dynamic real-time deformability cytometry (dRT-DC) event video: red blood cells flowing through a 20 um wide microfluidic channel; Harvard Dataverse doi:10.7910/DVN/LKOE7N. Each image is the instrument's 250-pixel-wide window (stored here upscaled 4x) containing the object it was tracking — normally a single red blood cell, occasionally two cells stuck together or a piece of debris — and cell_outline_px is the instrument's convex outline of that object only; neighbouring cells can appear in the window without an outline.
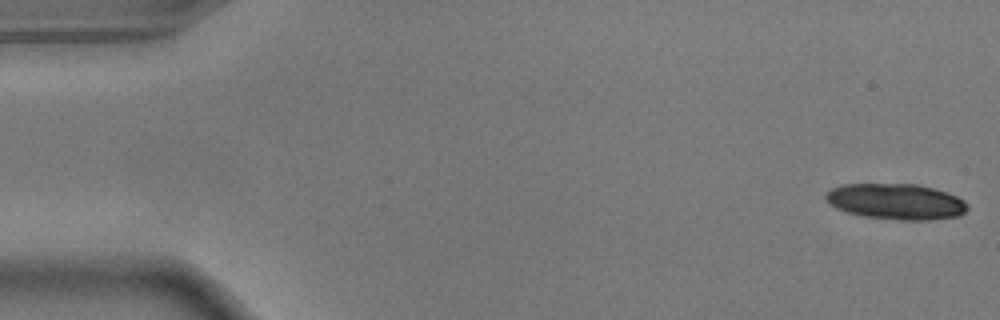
{"species": "common noctule bat (a hibernating species)", "species_latin": "Nyctalus noctula", "temperature_condition": "warm", "stored_images_in_passage": 54, "camera_frame_rate_fps": 3000, "um_per_image_px": 0.085, "animal": {"sex": "male", "body_mass_g": 17.9}, "frame": {"image": 1, "passage_image": 1, "time_ms": 0.0, "image_size_px": [1000, 320], "cell_outline_px": [[968, 208], [960, 216], [928, 220], [900, 220], [864, 216], [848, 212], [836, 208], [824, 196], [832, 188], [840, 184], [916, 184], [932, 188], [956, 196], [964, 200], [968, 204]], "centroid_in_image_um": [76.18, 17.13], "position_along_channel_um": 8.8, "area_um2": 29.36}}
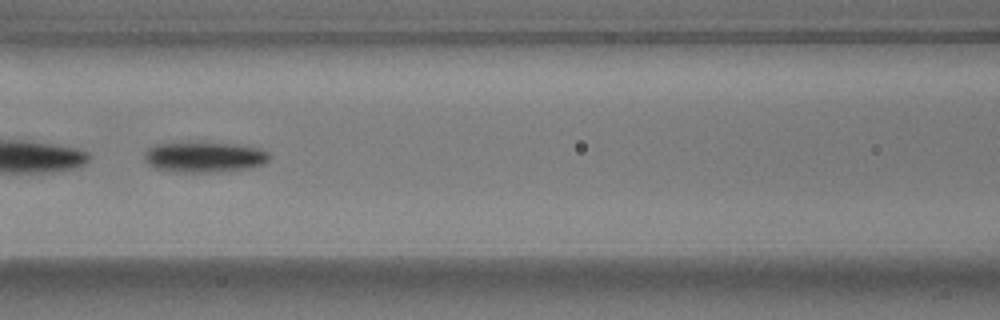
{"frame": {"image": 2, "passage_image": 24, "time_ms": 7.667, "image_size_px": [1000, 320], "cell_outline_px": [[272, 156], [264, 164], [248, 168], [220, 172], [172, 172], [152, 168], [144, 160], [144, 152], [152, 144], [180, 140], [236, 144], [260, 148], [268, 152]], "centroid_in_image_um": [17.29, 13.32], "position_along_channel_um": 149.3, "area_um2": 23.35}}
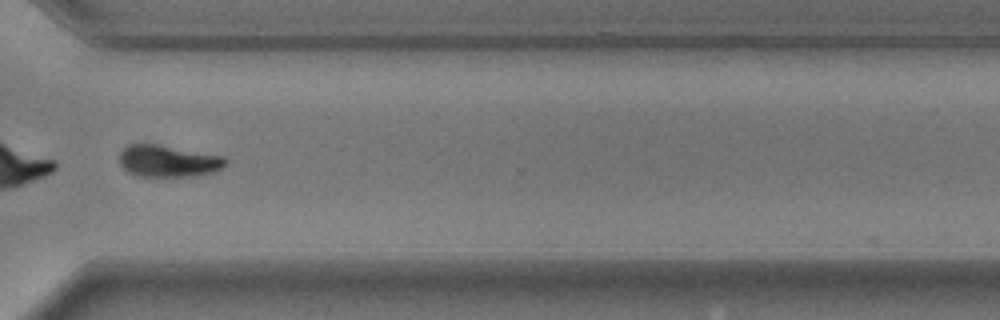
{"frame": {"image": 3, "passage_image": 41, "time_ms": 13.333, "image_size_px": [1000, 320], "cell_outline_px": [[228, 160], [224, 168], [212, 172], [192, 176], [140, 176], [128, 172], [120, 164], [120, 152], [128, 144], [160, 144], [224, 156]], "centroid_in_image_um": [14.32, 13.68], "position_along_channel_um": 356.3, "area_um2": 19.77}, "authors_computed_cell_mechanics": {"area_um2": 22.8021, "velocity_mm_per_s": 3.6625, "shape_relaxation_time_tau1_ms": 2.3983, "shape_relaxation_time_tau2_ms": null, "deformation_change_tau1": 0.1711, "deformation_change_tau2": null}}